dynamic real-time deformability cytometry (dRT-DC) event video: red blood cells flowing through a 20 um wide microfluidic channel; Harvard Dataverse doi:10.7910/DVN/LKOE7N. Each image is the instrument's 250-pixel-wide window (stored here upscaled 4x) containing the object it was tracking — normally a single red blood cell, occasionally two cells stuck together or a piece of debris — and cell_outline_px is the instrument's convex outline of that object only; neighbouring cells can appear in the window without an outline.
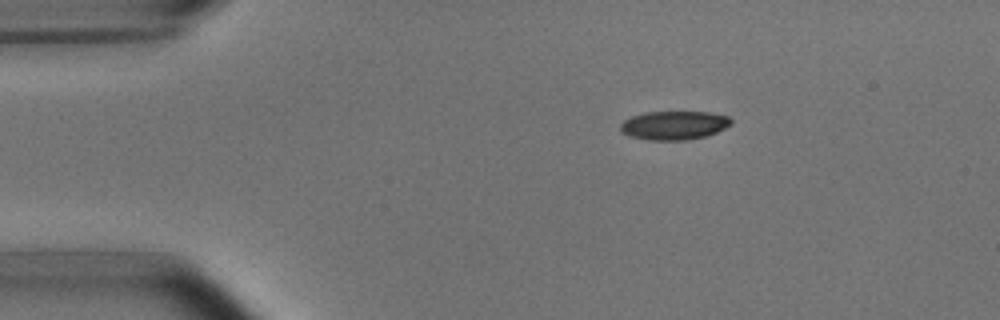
{"species": "common noctule bat (a hibernating species)", "species_latin": "Nyctalus noctula", "temperature_condition": "room temperature", "stored_images_in_passage": 5, "camera_frame_rate_fps": 3000, "um_per_image_px": 0.085, "animal": {"sex": "male", "body_mass_g": 15.6}, "frame": {"image": 1, "passage_image": 1, "time_ms": 0.0, "image_size_px": [1000, 320], "cell_outline_px": [[732, 124], [716, 132], [704, 136], [688, 140], [648, 140], [628, 136], [620, 132], [620, 124], [624, 120], [632, 116], [644, 112], [708, 112], [728, 116], [732, 120]], "centroid_in_image_um": [57.26, 10.65], "position_along_channel_um": 27.7, "area_um2": 18.61}}
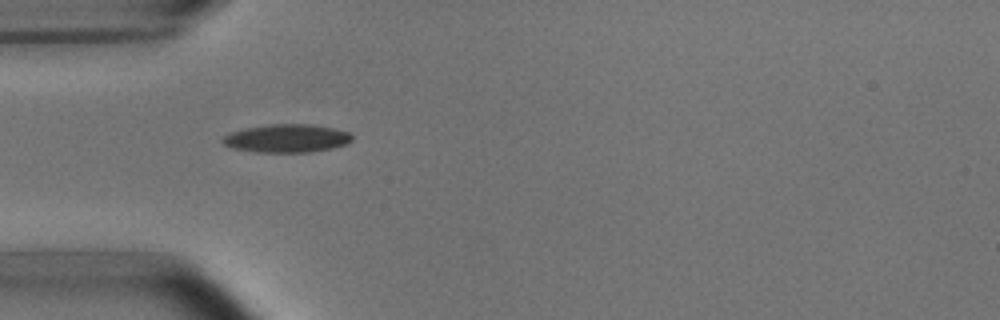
{"frame": {"image": 2, "passage_image": 3, "time_ms": 2.333, "image_size_px": [1000, 320], "cell_outline_px": [[352, 140], [348, 144], [332, 148], [312, 152], [256, 152], [232, 148], [224, 144], [220, 140], [224, 136], [232, 132], [248, 128], [272, 124], [308, 124], [332, 128], [348, 132], [352, 136]], "centroid_in_image_um": [24.39, 11.77], "position_along_channel_um": 60.6, "area_um2": 21.1}}
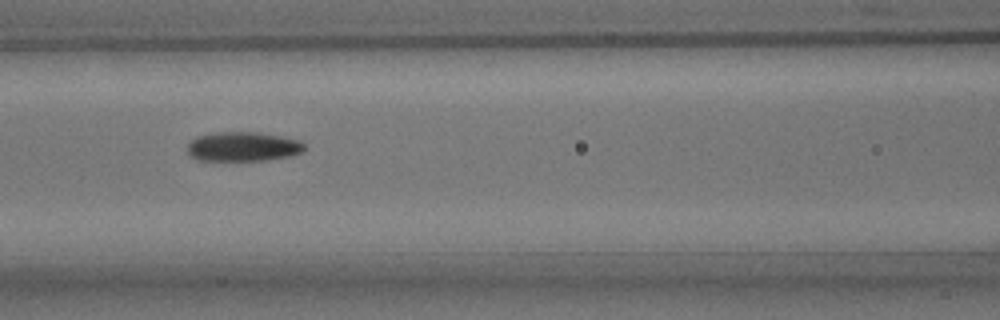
{"frame": {"image": 3, "passage_image": 5, "time_ms": 4.667, "image_size_px": [1000, 320], "cell_outline_px": [[304, 152], [288, 156], [264, 160], [196, 160], [188, 152], [188, 144], [196, 136], [216, 132], [256, 132], [280, 136], [300, 140], [304, 144]], "centroid_in_image_um": [20.65, 12.45], "position_along_channel_um": 145.9, "area_um2": 19.94}}